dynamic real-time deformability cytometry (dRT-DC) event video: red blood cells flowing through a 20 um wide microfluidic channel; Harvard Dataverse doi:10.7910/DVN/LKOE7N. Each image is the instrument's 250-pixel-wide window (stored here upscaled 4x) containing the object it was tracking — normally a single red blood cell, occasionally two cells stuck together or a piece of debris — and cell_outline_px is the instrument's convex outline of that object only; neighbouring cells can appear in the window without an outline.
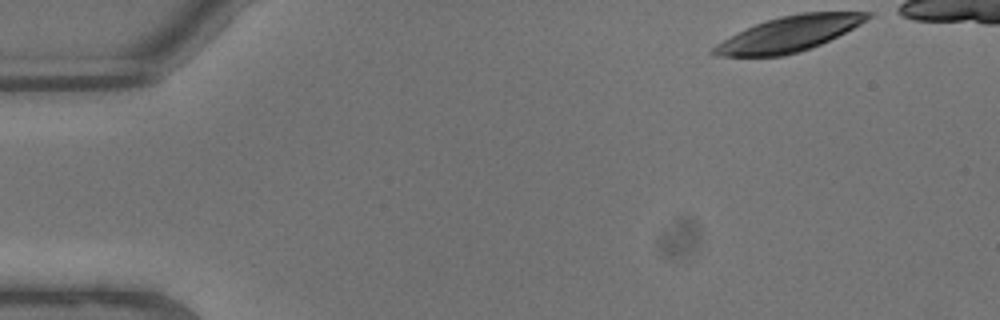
{"species": "common noctule bat (a hibernating species)", "species_latin": "Nyctalus noctula", "temperature_condition": "warm", "stored_images_in_passage": 8, "camera_frame_rate_fps": 3000, "um_per_image_px": 0.085, "animal": {"sex": "male", "body_mass_g": 13.3}, "frame": {"image": 1, "passage_image": 1, "time_ms": 0.0, "image_size_px": [1000, 320], "cell_outline_px": [[872, 16], [860, 24], [812, 48], [784, 56], [716, 56], [708, 52], [716, 44], [756, 24], [780, 16], [800, 12], [872, 12]], "centroid_in_image_um": [67.06, 2.89], "position_along_channel_um": 17.9, "area_um2": 31.04}}
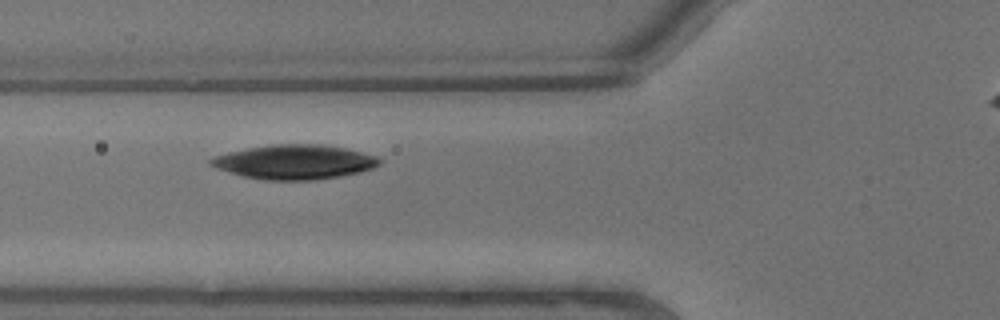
{"frame": {"image": 2, "passage_image": 7, "time_ms": 2.0, "image_size_px": [1000, 320], "cell_outline_px": [[384, 160], [380, 164], [372, 168], [360, 172], [340, 176], [316, 180], [264, 180], [244, 176], [216, 168], [208, 164], [208, 160], [216, 156], [228, 152], [248, 148], [272, 144], [320, 144], [344, 148], [376, 156]], "centroid_in_image_um": [25.04, 13.77], "position_along_channel_um": 100.8, "area_um2": 33.76}}
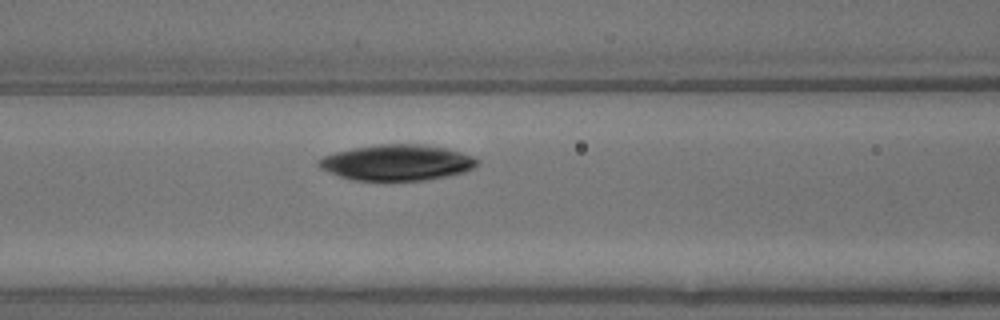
{"frame": {"image": 3, "passage_image": 8, "time_ms": 2.333, "image_size_px": [1000, 320], "cell_outline_px": [[480, 164], [476, 168], [464, 172], [448, 176], [428, 180], [352, 180], [340, 176], [320, 168], [316, 164], [316, 160], [324, 156], [336, 152], [352, 148], [380, 144], [424, 144], [444, 148], [460, 152], [472, 156], [480, 160]], "centroid_in_image_um": [33.77, 13.82], "position_along_channel_um": 132.8, "area_um2": 33.23}}